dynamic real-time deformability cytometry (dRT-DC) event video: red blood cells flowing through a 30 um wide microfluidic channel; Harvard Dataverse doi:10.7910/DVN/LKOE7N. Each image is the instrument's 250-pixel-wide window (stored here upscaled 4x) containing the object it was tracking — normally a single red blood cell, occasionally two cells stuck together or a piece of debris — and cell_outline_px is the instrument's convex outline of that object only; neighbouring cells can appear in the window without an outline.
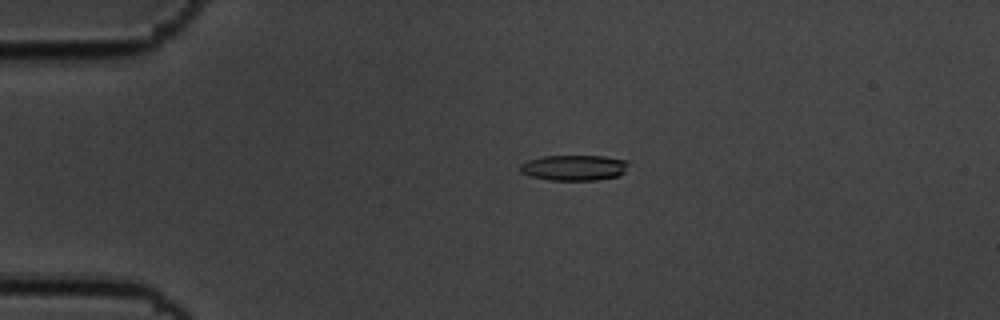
{"species": "common noctule bat (a hibernating species)", "species_latin": "Nyctalus noctula", "temperature_condition": "cold", "stored_images_in_passage": 57, "camera_frame_rate_fps": 3000, "um_per_image_px": 0.085, "animal": {"sex": "male", "body_mass_g": 19.5, "forearm_length_mm": 54.6}, "frame": {"image": 1, "passage_image": 13, "time_ms": 4.0, "image_size_px": [1000, 320], "cell_outline_px": [[628, 164], [624, 172], [620, 176], [596, 180], [548, 180], [532, 176], [520, 172], [520, 164], [528, 160], [544, 156], [604, 156], [628, 160]], "centroid_in_image_um": [48.82, 14.25], "position_along_channel_um": 36.2, "area_um2": 16.18}}
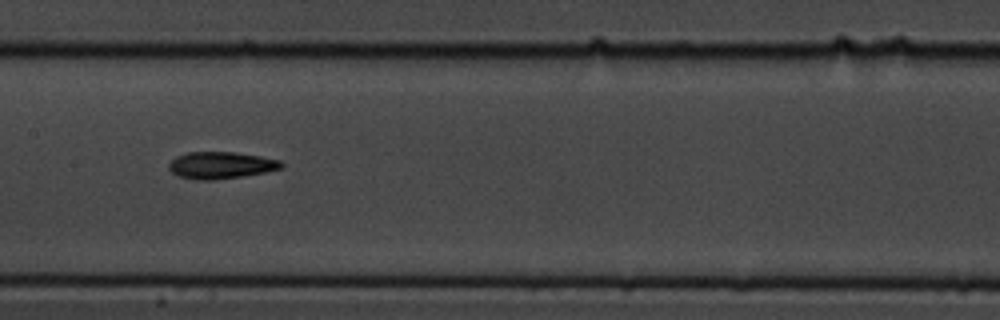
{"frame": {"image": 2, "passage_image": 29, "time_ms": 9.333, "image_size_px": [1000, 320], "cell_outline_px": [[284, 168], [244, 176], [212, 180], [196, 180], [180, 176], [172, 172], [168, 168], [168, 164], [176, 156], [188, 152], [236, 152], [260, 156], [280, 160], [284, 164]], "centroid_in_image_um": [18.79, 14.04], "position_along_channel_um": 188.6, "area_um2": 17.69}}
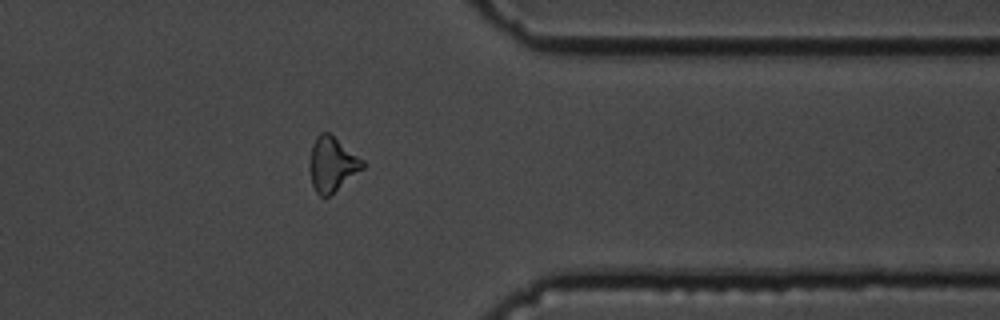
{"frame": {"image": 3, "passage_image": 46, "time_ms": 15.0, "image_size_px": [1000, 320], "cell_outline_px": [[364, 168], [328, 196], [320, 196], [316, 192], [312, 184], [308, 164], [312, 144], [316, 136], [320, 132], [328, 132], [364, 160]], "centroid_in_image_um": [28.2, 13.94], "position_along_channel_um": 383.2, "area_um2": 16.76}, "authors_computed_cell_mechanics": {"area_um2": 16.9932, "velocity_mm_per_s": 3.5958, "shape_relaxation_time_tau1_ms": 3.8701, "shape_relaxation_time_tau2_ms": 5.3908, "deformation_change_tau1": 0.1154, "deformation_change_tau2": 0.1422}}